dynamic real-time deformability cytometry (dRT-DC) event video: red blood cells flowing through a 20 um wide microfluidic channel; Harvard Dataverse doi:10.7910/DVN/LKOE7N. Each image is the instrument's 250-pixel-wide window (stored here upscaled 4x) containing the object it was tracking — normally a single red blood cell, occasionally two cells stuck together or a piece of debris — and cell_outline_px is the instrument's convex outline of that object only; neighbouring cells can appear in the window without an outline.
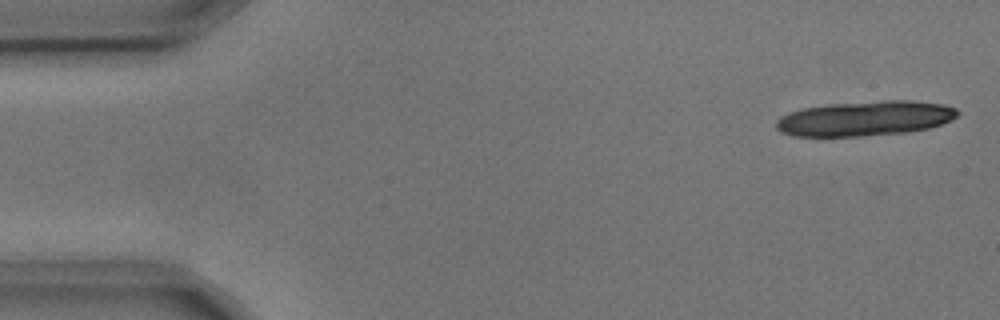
{"species": "common noctule bat (a hibernating species)", "species_latin": "Nyctalus noctula", "temperature_condition": "cold", "stored_images_in_passage": 5, "camera_frame_rate_fps": 3000, "um_per_image_px": 0.085, "animal": {"sex": "male", "body_mass_g": 17.9, "forearm_length_mm": 54.2}, "frame": {"image": 1, "passage_image": 1, "time_ms": 0.0, "image_size_px": [1000, 320], "cell_outline_px": [[960, 112], [952, 120], [928, 128], [908, 132], [860, 136], [792, 136], [780, 132], [776, 128], [776, 120], [780, 116], [788, 112], [800, 108], [828, 104], [880, 100], [912, 100], [944, 104], [956, 108]], "centroid_in_image_um": [73.5, 10.06], "position_along_channel_um": 11.5, "area_um2": 37.28}}
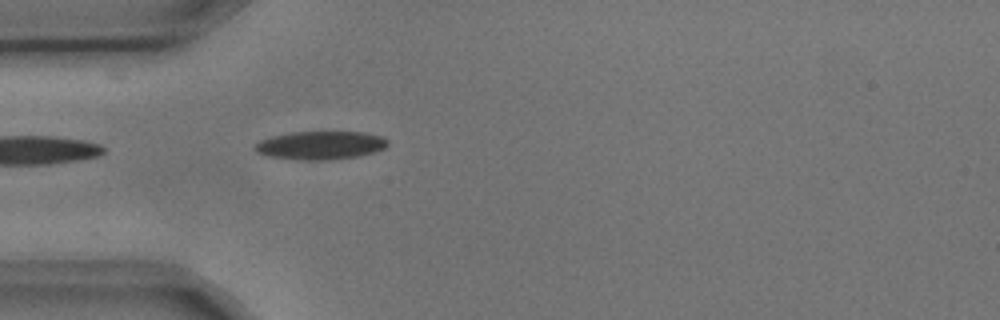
{"frame": {"image": 2, "passage_image": 5, "time_ms": 1.333, "image_size_px": [1000, 320], "cell_outline_px": [[388, 144], [384, 148], [360, 156], [328, 160], [296, 160], [264, 156], [256, 152], [252, 148], [252, 144], [260, 140], [272, 136], [292, 132], [364, 132], [380, 136], [388, 140]], "centroid_in_image_um": [27.16, 12.36], "position_along_channel_um": 57.8, "area_um2": 22.2}}